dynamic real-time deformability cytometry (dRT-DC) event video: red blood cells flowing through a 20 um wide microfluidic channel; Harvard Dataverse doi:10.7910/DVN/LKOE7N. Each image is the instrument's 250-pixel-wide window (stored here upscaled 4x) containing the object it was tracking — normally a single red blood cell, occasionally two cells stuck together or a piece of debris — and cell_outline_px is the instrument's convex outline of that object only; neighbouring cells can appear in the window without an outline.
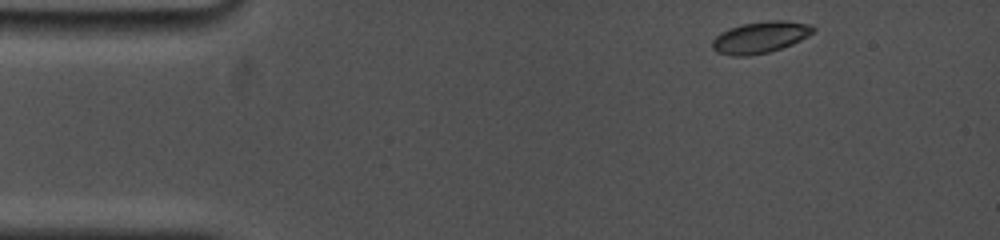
{"species": "common noctule bat (a hibernating species)", "species_latin": "Nyctalus noctula", "temperature_condition": "cold", "stored_images_in_passage": 29, "camera_frame_rate_fps": 5000, "um_per_image_px": 0.085, "animal": {"sex": "female", "body_mass_g": 19.0, "forearm_length_mm": 53.3}, "frame": {"image": 1, "passage_image": 1, "time_ms": 0.0, "image_size_px": [1000, 240], "cell_outline_px": [[816, 32], [792, 44], [768, 52], [748, 56], [732, 56], [716, 52], [712, 48], [712, 40], [720, 32], [728, 28], [740, 24], [768, 20], [784, 20], [812, 24], [816, 28]], "centroid_in_image_um": [64.63, 3.15], "position_along_channel_um": 20.4, "area_um2": 18.84}}
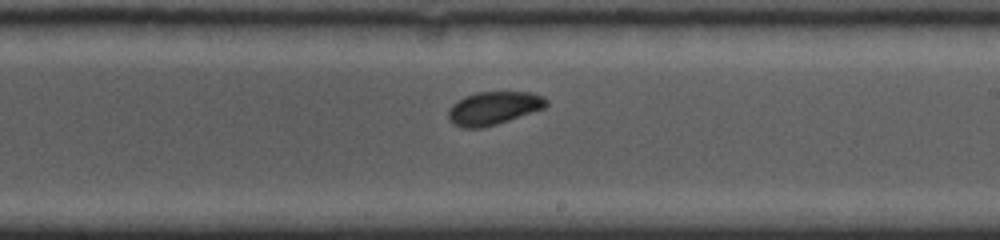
{"frame": {"image": 2, "passage_image": 15, "time_ms": 8.2, "image_size_px": [1000, 240], "cell_outline_px": [[548, 104], [544, 108], [484, 128], [460, 128], [452, 124], [448, 120], [448, 108], [456, 100], [464, 96], [476, 92], [532, 92], [544, 96], [548, 100]], "centroid_in_image_um": [41.91, 9.19], "position_along_channel_um": 247.1, "area_um2": 19.19}}
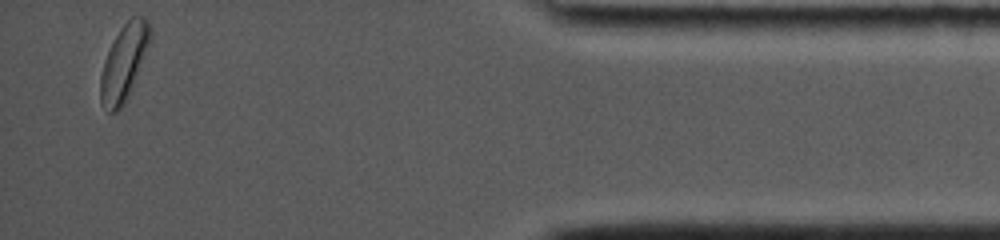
{"frame": {"image": 3, "passage_image": 29, "time_ms": 14.2, "image_size_px": [1000, 240], "cell_outline_px": [[152, 36], [124, 104], [116, 112], [108, 112], [100, 100], [100, 76], [104, 60], [120, 28], [132, 16], [144, 16], [148, 20], [152, 28]], "centroid_in_image_um": [10.53, 5.27], "position_along_channel_um": 424.7, "area_um2": 21.44}, "authors_computed_cell_mechanics": {"area_um2": 19.0162, "velocity_mm_per_s": 3.707, "shape_relaxation_time_tau1_ms": 1.6647, "shape_relaxation_time_tau2_ms": null, "deformation_change_tau1": 0.0675, "deformation_change_tau2": null}}